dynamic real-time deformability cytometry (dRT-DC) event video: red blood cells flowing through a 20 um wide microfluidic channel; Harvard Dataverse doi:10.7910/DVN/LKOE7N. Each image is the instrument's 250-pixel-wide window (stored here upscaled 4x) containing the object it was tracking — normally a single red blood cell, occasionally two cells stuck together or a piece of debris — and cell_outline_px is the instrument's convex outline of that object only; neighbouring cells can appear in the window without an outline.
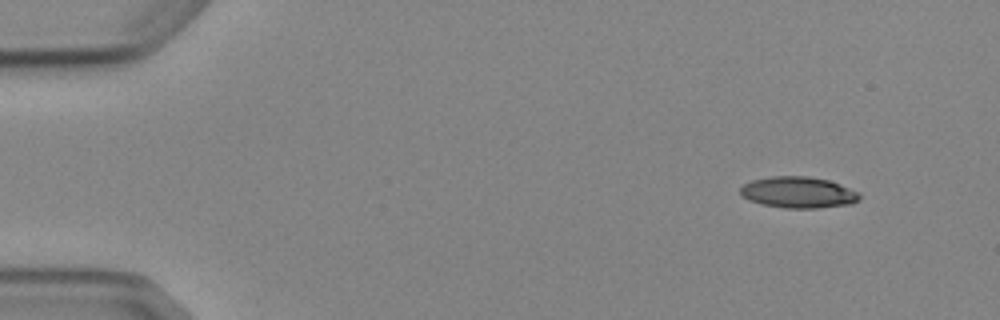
{"species": "Egyptian fruit bat (a non-hibernating species)", "species_latin": "Rousettus aegyptiacus", "temperature_condition": "cold", "stored_images_in_passage": 4, "camera_frame_rate_fps": 3000, "um_per_image_px": 0.085, "animal": {"sex": "female"}, "frame": {"image": 1, "passage_image": 1, "time_ms": 0.0, "image_size_px": [1000, 320], "cell_outline_px": [[860, 200], [852, 204], [816, 208], [784, 208], [760, 204], [748, 200], [740, 196], [740, 188], [744, 184], [752, 180], [772, 176], [808, 176], [828, 180], [840, 184], [860, 192]], "centroid_in_image_um": [67.85, 16.36], "position_along_channel_um": 17.1, "area_um2": 21.96}}
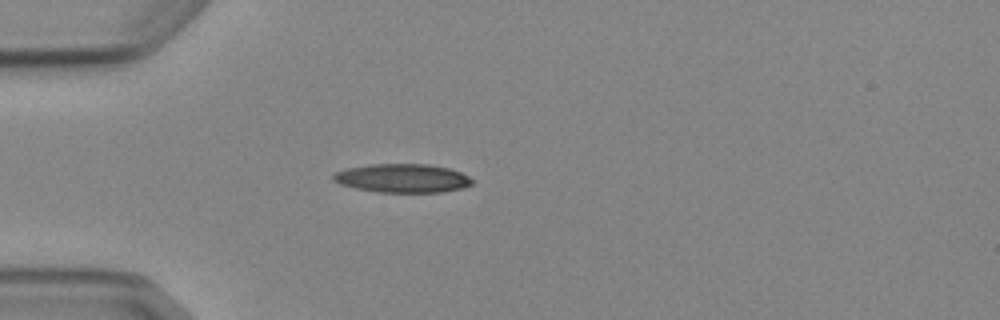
{"frame": {"image": 2, "passage_image": 4, "time_ms": 3.333, "image_size_px": [1000, 320], "cell_outline_px": [[472, 184], [464, 188], [444, 192], [376, 192], [356, 188], [340, 184], [332, 180], [332, 176], [336, 172], [344, 168], [372, 164], [428, 164], [448, 168], [460, 172], [468, 176], [472, 180]], "centroid_in_image_um": [34.2, 15.15], "position_along_channel_um": 50.8, "area_um2": 23.29}}